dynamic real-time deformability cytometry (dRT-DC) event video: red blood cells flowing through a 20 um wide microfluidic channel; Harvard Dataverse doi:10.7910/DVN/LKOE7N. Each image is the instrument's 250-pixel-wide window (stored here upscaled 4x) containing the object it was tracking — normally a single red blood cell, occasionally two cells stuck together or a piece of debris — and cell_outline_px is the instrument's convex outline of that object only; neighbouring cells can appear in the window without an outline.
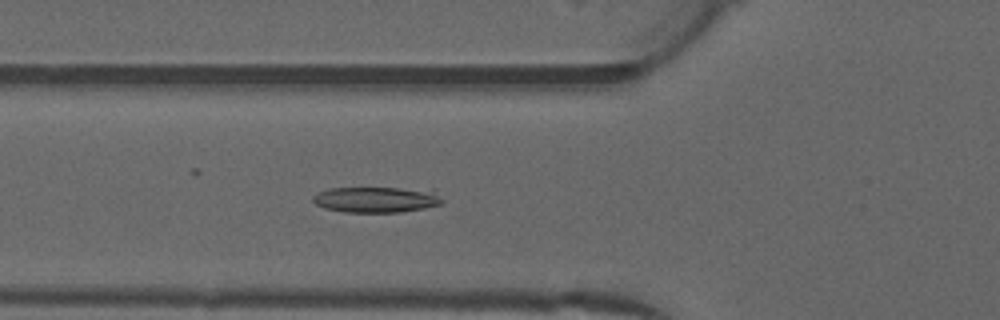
{"species": "common noctule bat (a hibernating species)", "species_latin": "Nyctalus noctula", "temperature_condition": "warm", "stored_images_in_passage": 51, "camera_frame_rate_fps": 3000, "um_per_image_px": 0.085, "animal": {"sex": "male", "forearm_length_mm": 52.5}, "frame": {"image": 1, "passage_image": 18, "time_ms": 5.667, "image_size_px": [1000, 320], "cell_outline_px": [[444, 204], [424, 208], [400, 212], [344, 212], [324, 208], [316, 204], [312, 200], [312, 196], [328, 188], [432, 188], [444, 200]], "centroid_in_image_um": [32.07, 16.95], "position_along_channel_um": 93.7, "area_um2": 19.77}}
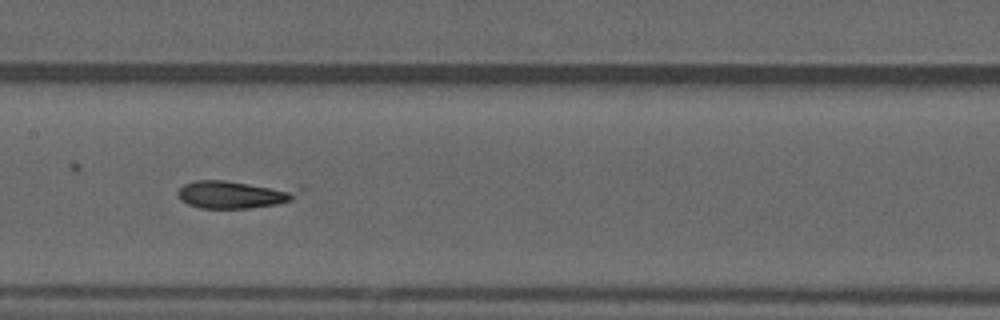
{"frame": {"image": 2, "passage_image": 25, "time_ms": 8.0, "image_size_px": [1000, 320], "cell_outline_px": [[304, 188], [292, 200], [276, 204], [248, 208], [200, 208], [188, 204], [180, 200], [176, 192], [184, 184], [192, 180], [224, 180], [304, 184]], "centroid_in_image_um": [20.1, 16.45], "position_along_channel_um": 187.3, "area_um2": 20.98}}
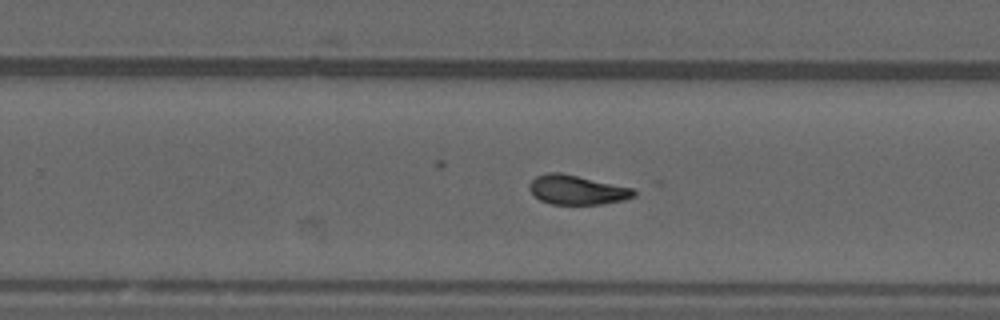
{"frame": {"image": 3, "passage_image": 32, "time_ms": 10.333, "image_size_px": [1000, 320], "cell_outline_px": [[636, 196], [624, 200], [604, 204], [552, 204], [540, 200], [528, 188], [532, 180], [536, 176], [548, 172], [560, 172], [632, 188], [636, 192]], "centroid_in_image_um": [49.05, 16.14], "position_along_channel_um": 280.8, "area_um2": 17.74}}